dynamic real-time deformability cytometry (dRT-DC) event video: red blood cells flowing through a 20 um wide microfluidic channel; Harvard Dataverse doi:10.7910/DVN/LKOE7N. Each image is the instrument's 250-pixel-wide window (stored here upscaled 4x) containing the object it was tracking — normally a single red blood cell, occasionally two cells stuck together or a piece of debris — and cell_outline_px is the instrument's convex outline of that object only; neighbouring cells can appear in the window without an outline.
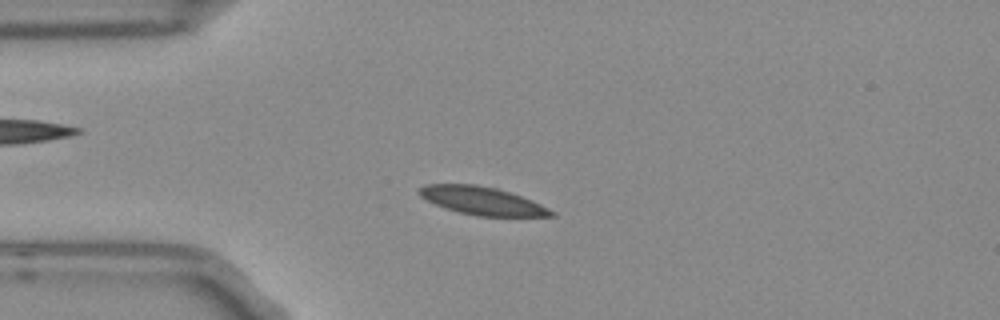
{"species": "Egyptian fruit bat (a non-hibernating species)", "species_latin": "Rousettus aegyptiacus", "temperature_condition": "room temperature", "stored_images_in_passage": 8, "camera_frame_rate_fps": 3000, "um_per_image_px": 0.085, "frame": {"image": 1, "passage_image": 3, "time_ms": 0.667, "image_size_px": [1000, 320], "cell_outline_px": [[556, 216], [476, 216], [444, 208], [420, 196], [416, 192], [416, 188], [424, 184], [476, 184], [496, 188], [532, 200], [556, 212]], "centroid_in_image_um": [40.94, 17.06], "position_along_channel_um": 44.1, "area_um2": 21.56}}
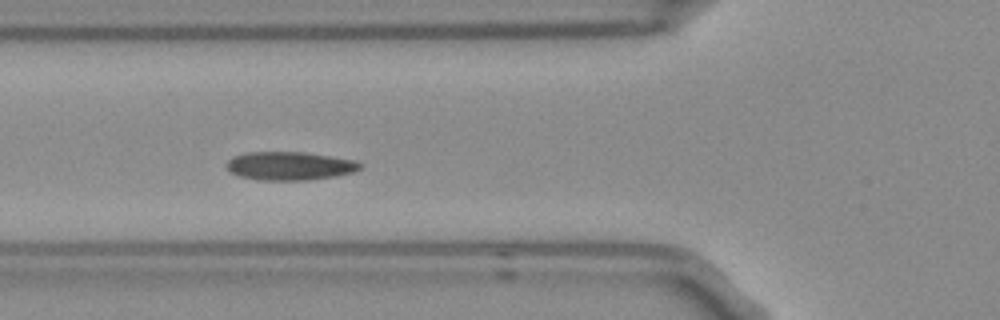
{"frame": {"image": 2, "passage_image": 5, "time_ms": 1.333, "image_size_px": [1000, 320], "cell_outline_px": [[364, 164], [360, 168], [352, 172], [336, 176], [308, 180], [260, 180], [240, 176], [232, 172], [224, 164], [232, 156], [248, 152], [300, 152], [356, 160]], "centroid_in_image_um": [24.62, 14.1], "position_along_channel_um": 101.2, "area_um2": 22.02}}